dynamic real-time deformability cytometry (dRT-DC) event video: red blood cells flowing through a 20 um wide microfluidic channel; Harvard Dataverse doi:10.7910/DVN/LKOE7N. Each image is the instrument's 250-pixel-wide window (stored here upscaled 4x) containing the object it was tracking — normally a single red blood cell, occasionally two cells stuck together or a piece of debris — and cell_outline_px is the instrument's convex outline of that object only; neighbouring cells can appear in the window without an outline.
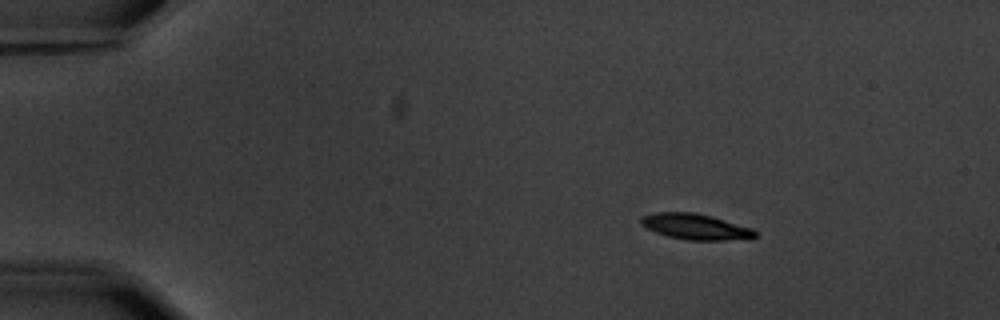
{"species": "common noctule bat (a hibernating species)", "species_latin": "Nyctalus noctula", "temperature_condition": "warm", "stored_images_in_passage": 3, "camera_frame_rate_fps": 3000, "um_per_image_px": 0.085, "animal": {"sex": "male", "body_mass_g": 20.1, "forearm_length_mm": 53.5}, "frame": {"image": 1, "passage_image": 3, "time_ms": 2.333, "image_size_px": [1000, 320], "cell_outline_px": [[756, 236], [752, 240], [688, 240], [668, 236], [644, 228], [640, 224], [640, 220], [644, 216], [656, 212], [692, 212], [712, 216], [752, 228], [756, 232]], "centroid_in_image_um": [59.16, 19.28], "position_along_channel_um": 25.8, "area_um2": 17.28}}